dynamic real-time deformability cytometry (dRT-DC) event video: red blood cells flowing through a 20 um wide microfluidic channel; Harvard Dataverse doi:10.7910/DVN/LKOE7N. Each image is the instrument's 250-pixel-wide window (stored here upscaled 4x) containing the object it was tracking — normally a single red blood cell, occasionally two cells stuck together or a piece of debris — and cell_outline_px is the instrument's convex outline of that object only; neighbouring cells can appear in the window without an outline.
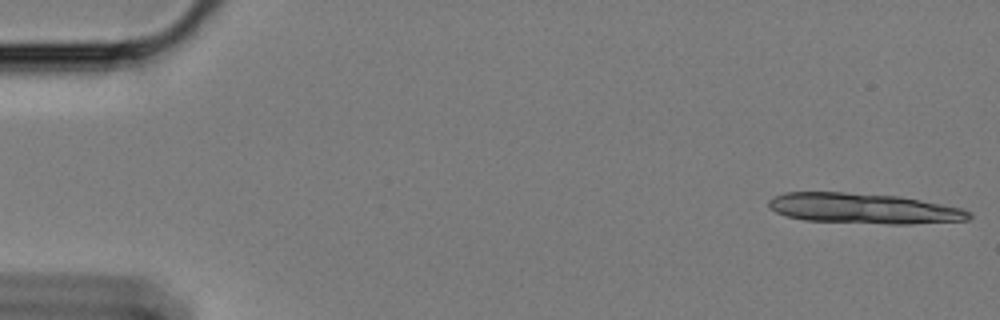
{"species": "Egyptian fruit bat (a non-hibernating species)", "species_latin": "Rousettus aegyptiacus", "temperature_condition": "cold", "stored_images_in_passage": 13, "camera_frame_rate_fps": 3000, "um_per_image_px": 0.085, "animal": {"sex": "female"}, "frame": {"image": 1, "passage_image": 1, "time_ms": 0.0, "image_size_px": [1000, 320], "cell_outline_px": [[972, 216], [968, 220], [912, 224], [888, 224], [804, 220], [788, 216], [776, 212], [768, 208], [768, 200], [784, 192], [844, 192], [900, 196], [964, 208], [972, 212]], "centroid_in_image_um": [73.45, 17.72], "position_along_channel_um": 11.6, "area_um2": 35.66}}